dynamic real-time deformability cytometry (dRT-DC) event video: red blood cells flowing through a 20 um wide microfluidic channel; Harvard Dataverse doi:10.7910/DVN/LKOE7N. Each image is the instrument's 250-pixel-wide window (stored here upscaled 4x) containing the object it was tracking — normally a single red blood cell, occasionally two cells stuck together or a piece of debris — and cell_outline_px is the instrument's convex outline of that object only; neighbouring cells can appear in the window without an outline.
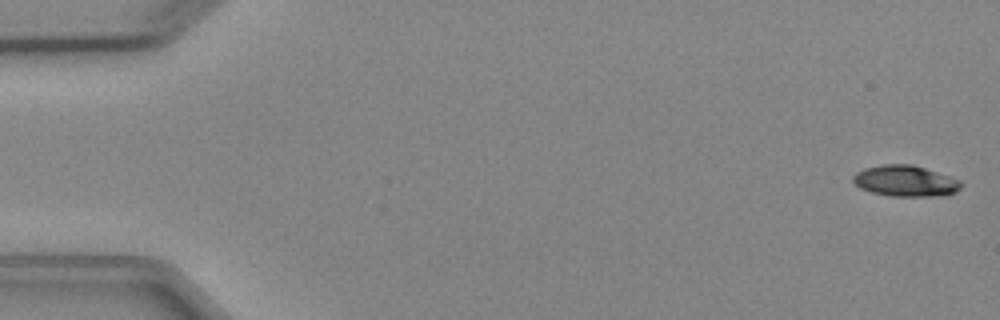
{"species": "Egyptian fruit bat (a non-hibernating species)", "species_latin": "Rousettus aegyptiacus", "temperature_condition": "cold", "stored_images_in_passage": 4, "camera_frame_rate_fps": 3000, "um_per_image_px": 0.085, "animal": {"sex": "female"}, "frame": {"image": 1, "passage_image": 1, "time_ms": 0.0, "image_size_px": [1000, 320], "cell_outline_px": [[964, 184], [956, 192], [936, 196], [892, 196], [872, 192], [860, 188], [852, 180], [852, 176], [856, 172], [864, 168], [880, 164], [912, 164], [960, 180]], "centroid_in_image_um": [76.94, 15.37], "position_along_channel_um": 8.1, "area_um2": 19.48}}
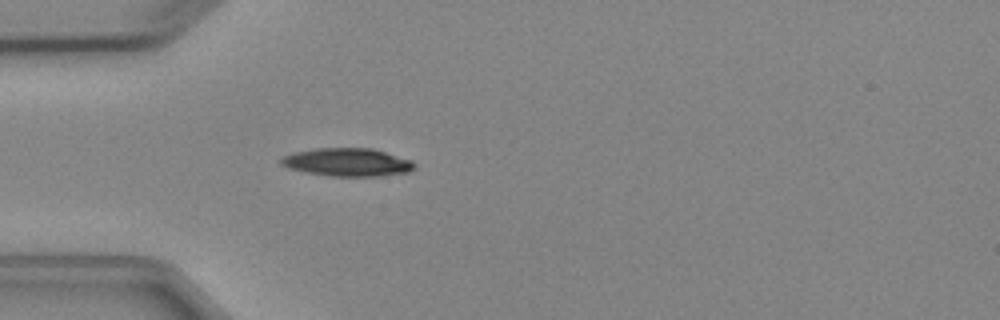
{"frame": {"image": 2, "passage_image": 4, "time_ms": 4.667, "image_size_px": [1000, 320], "cell_outline_px": [[416, 168], [408, 172], [376, 176], [332, 176], [308, 172], [288, 168], [280, 164], [280, 160], [284, 156], [296, 152], [316, 148], [372, 148], [412, 160], [416, 164]], "centroid_in_image_um": [29.56, 13.78], "position_along_channel_um": 55.4, "area_um2": 21.68}}